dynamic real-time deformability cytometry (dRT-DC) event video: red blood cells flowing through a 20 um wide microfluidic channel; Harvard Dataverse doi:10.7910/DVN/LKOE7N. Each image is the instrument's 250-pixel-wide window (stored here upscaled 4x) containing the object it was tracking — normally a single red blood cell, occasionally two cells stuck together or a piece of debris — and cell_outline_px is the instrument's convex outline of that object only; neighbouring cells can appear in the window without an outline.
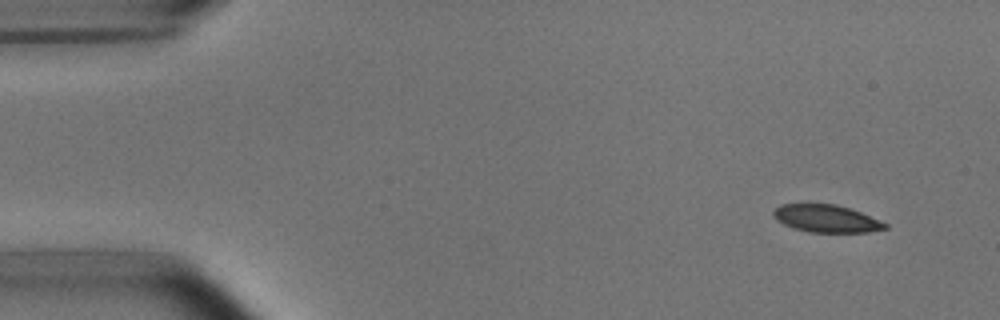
{"species": "common noctule bat (a hibernating species)", "species_latin": "Nyctalus noctula", "temperature_condition": "room temperature", "stored_images_in_passage": 4, "camera_frame_rate_fps": 3000, "um_per_image_px": 0.085, "animal": {"sex": "male", "body_mass_g": 15.6}, "frame": {"image": 1, "passage_image": 1, "time_ms": 0.0, "image_size_px": [1000, 320], "cell_outline_px": [[888, 228], [868, 232], [808, 232], [792, 228], [776, 220], [772, 216], [772, 212], [780, 204], [836, 204], [860, 212], [888, 224]], "centroid_in_image_um": [70.2, 18.58], "position_along_channel_um": 14.8, "area_um2": 17.86}}
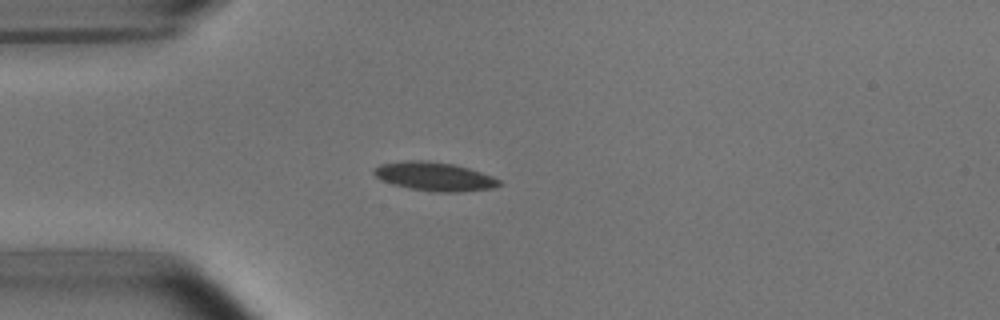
{"frame": {"image": 2, "passage_image": 4, "time_ms": 3.333, "image_size_px": [1000, 320], "cell_outline_px": [[504, 184], [492, 188], [460, 192], [428, 192], [408, 188], [392, 184], [380, 180], [372, 172], [372, 168], [380, 164], [404, 160], [428, 160], [452, 164], [468, 168], [492, 176], [500, 180]], "centroid_in_image_um": [36.89, 15.0], "position_along_channel_um": 48.1, "area_um2": 21.27}}